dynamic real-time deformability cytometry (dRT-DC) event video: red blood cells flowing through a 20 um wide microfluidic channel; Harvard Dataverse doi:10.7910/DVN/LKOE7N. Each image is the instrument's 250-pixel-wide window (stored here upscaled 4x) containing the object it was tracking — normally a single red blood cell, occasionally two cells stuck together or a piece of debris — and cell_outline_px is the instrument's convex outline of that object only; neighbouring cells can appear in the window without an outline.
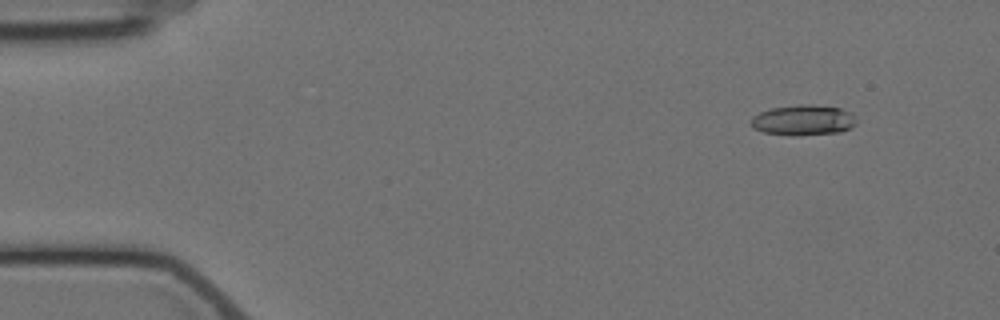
{"species": "Egyptian fruit bat (a non-hibernating species)", "species_latin": "Rousettus aegyptiacus", "temperature_condition": "cold", "stored_images_in_passage": 5, "camera_frame_rate_fps": 3000, "um_per_image_px": 0.085, "animal": {"sex": "female"}, "frame": {"image": 1, "passage_image": 2, "time_ms": 1.0, "image_size_px": [1000, 320], "cell_outline_px": [[856, 124], [840, 132], [800, 136], [796, 136], [764, 132], [752, 128], [752, 116], [760, 112], [772, 108], [800, 104], [808, 104], [840, 108], [852, 112], [856, 116]], "centroid_in_image_um": [68.3, 10.21], "position_along_channel_um": 16.7, "area_um2": 18.79}}
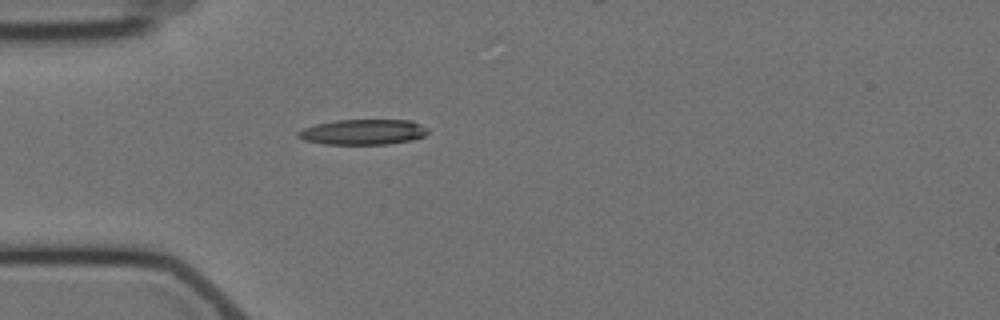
{"frame": {"image": 2, "passage_image": 5, "time_ms": 4.667, "image_size_px": [1000, 320], "cell_outline_px": [[428, 132], [424, 136], [412, 140], [388, 144], [324, 144], [304, 140], [296, 136], [296, 132], [304, 128], [316, 124], [336, 120], [412, 120], [428, 128]], "centroid_in_image_um": [30.86, 11.22], "position_along_channel_um": 54.1, "area_um2": 19.25}}